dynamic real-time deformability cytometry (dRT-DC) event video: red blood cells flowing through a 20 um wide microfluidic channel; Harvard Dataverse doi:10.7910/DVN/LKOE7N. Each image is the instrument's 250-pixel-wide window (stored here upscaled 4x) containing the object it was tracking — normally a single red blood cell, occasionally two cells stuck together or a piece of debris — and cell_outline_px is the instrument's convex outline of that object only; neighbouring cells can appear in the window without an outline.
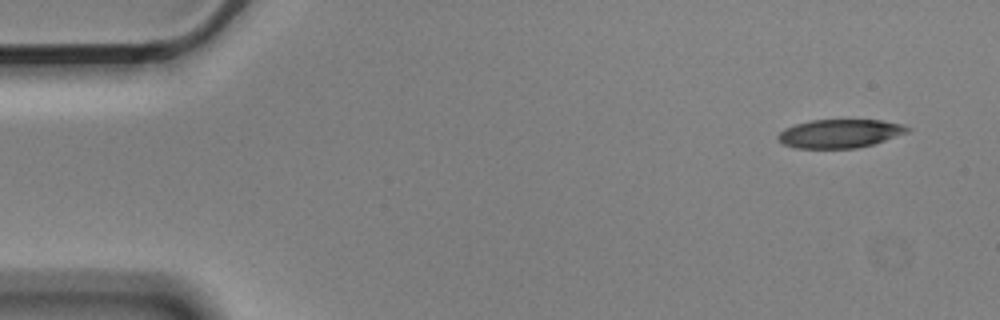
{"species": "Egyptian fruit bat (a non-hibernating species)", "species_latin": "Rousettus aegyptiacus", "temperature_condition": "cold", "stored_images_in_passage": 5, "segment_of_instrument_passage": [1, 2], "camera_frame_rate_fps": 3000, "um_per_image_px": 0.085, "animal": {"sex": "male"}, "frame": {"image": 1, "passage_image": 1, "time_ms": 0.0, "image_size_px": [1000, 320], "cell_outline_px": [[912, 128], [908, 132], [872, 144], [856, 148], [796, 148], [784, 144], [776, 136], [784, 128], [796, 124], [812, 120], [880, 120], [904, 124]], "centroid_in_image_um": [71.4, 11.34], "position_along_channel_um": 13.6, "area_um2": 21.39}}